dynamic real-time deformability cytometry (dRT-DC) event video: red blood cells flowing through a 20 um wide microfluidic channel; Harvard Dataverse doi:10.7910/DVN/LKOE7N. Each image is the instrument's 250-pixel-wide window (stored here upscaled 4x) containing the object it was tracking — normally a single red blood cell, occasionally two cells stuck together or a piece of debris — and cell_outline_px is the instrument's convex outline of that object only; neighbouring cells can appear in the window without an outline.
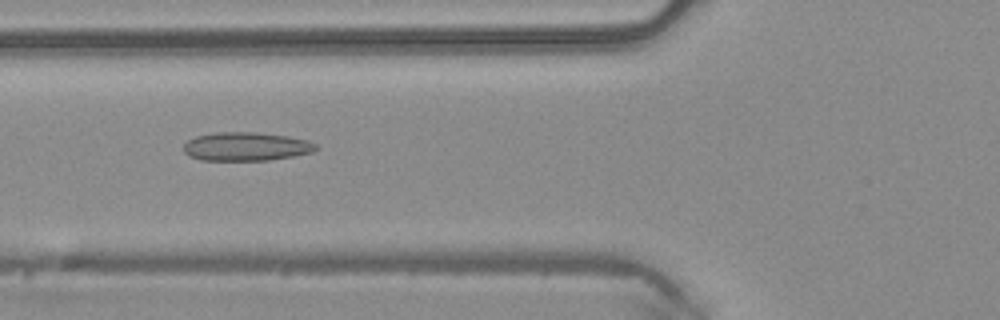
{"species": "common noctule bat (a hibernating species)", "species_latin": "Nyctalus noctula", "temperature_condition": "warm", "stored_images_in_passage": 4, "camera_frame_rate_fps": 3000, "um_per_image_px": 0.085, "animal": {"sex": "male", "body_mass_g": 20.4}, "frame": {"image": 1, "passage_image": 4, "time_ms": 1.0, "image_size_px": [1000, 320], "cell_outline_px": [[316, 148], [312, 152], [292, 156], [268, 160], [200, 160], [188, 156], [184, 152], [184, 144], [188, 140], [196, 136], [216, 132], [256, 132], [288, 136], [308, 140], [316, 144]], "centroid_in_image_um": [20.89, 12.45], "position_along_channel_um": 104.9, "area_um2": 22.02}}